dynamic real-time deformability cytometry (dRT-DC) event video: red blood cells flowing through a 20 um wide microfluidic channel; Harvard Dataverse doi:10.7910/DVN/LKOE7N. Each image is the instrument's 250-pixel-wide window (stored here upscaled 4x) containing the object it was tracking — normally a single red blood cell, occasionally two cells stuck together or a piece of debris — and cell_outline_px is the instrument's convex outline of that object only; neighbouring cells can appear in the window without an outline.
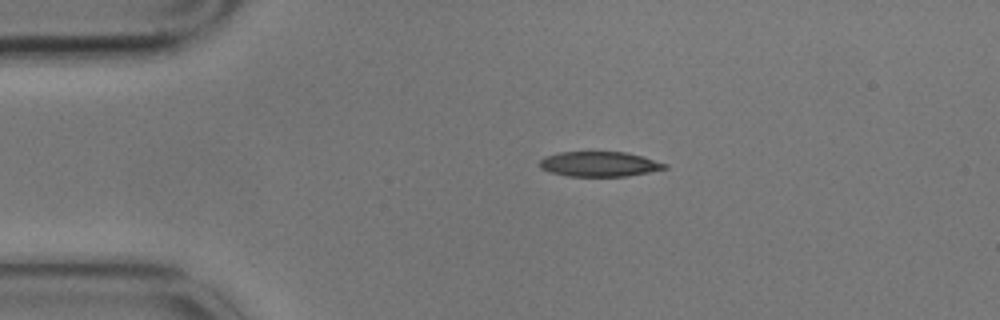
{"species": "common noctule bat (a hibernating species)", "species_latin": "Nyctalus noctula", "temperature_condition": "cold", "stored_images_in_passage": 2, "camera_frame_rate_fps": 3000, "um_per_image_px": 0.085, "animal": {"sex": "male", "body_mass_g": 17.9}, "frame": {"image": 1, "passage_image": 1, "time_ms": 0.0, "image_size_px": [1000, 320], "cell_outline_px": [[668, 168], [628, 176], [568, 176], [552, 172], [540, 168], [540, 160], [544, 156], [560, 152], [624, 152], [640, 156], [668, 164]], "centroid_in_image_um": [50.94, 13.94], "position_along_channel_um": 34.1, "area_um2": 18.03}}